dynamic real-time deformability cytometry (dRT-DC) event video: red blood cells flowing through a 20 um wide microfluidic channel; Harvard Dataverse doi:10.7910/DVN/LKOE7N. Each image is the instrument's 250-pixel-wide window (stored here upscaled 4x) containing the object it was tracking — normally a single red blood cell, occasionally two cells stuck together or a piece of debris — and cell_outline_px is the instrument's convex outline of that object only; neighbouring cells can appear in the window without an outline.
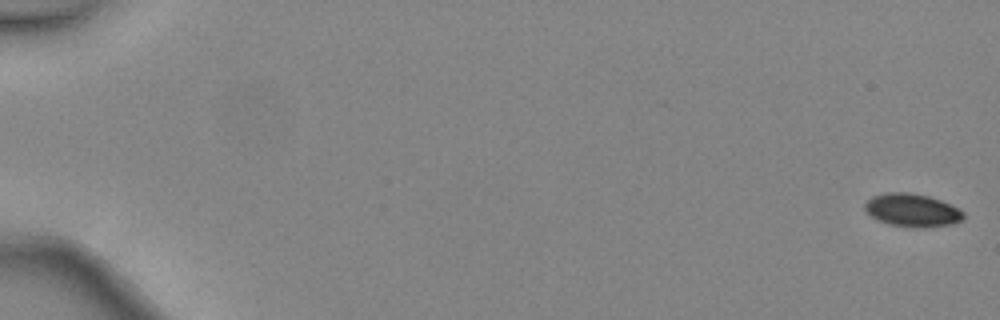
{"species": "common noctule bat (a hibernating species)", "species_latin": "Nyctalus noctula", "temperature_condition": "warm", "stored_images_in_passage": 48, "camera_frame_rate_fps": 3000, "um_per_image_px": 0.085, "animal": {"sex": "female", "body_mass_g": 24.6, "forearm_length_mm": 56.2}, "frame": {"image": 1, "passage_image": 1, "time_ms": 0.0, "image_size_px": [1000, 320], "cell_outline_px": [[964, 220], [952, 224], [924, 228], [888, 224], [876, 220], [864, 208], [864, 204], [872, 196], [888, 192], [908, 192], [928, 196], [940, 200], [964, 212]], "centroid_in_image_um": [77.53, 17.87], "position_along_channel_um": 7.5, "area_um2": 18.9}}
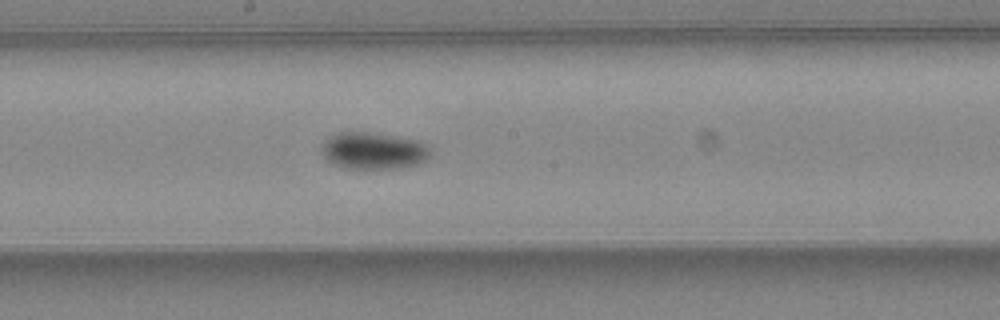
{"frame": {"image": 2, "passage_image": 28, "time_ms": 9.0, "image_size_px": [1000, 320], "cell_outline_px": [[432, 156], [428, 160], [420, 164], [400, 168], [344, 168], [328, 160], [324, 156], [320, 148], [332, 136], [340, 132], [368, 132], [396, 136], [416, 140], [432, 148]], "centroid_in_image_um": [31.84, 12.82], "position_along_channel_um": 216.4, "area_um2": 23.35}}
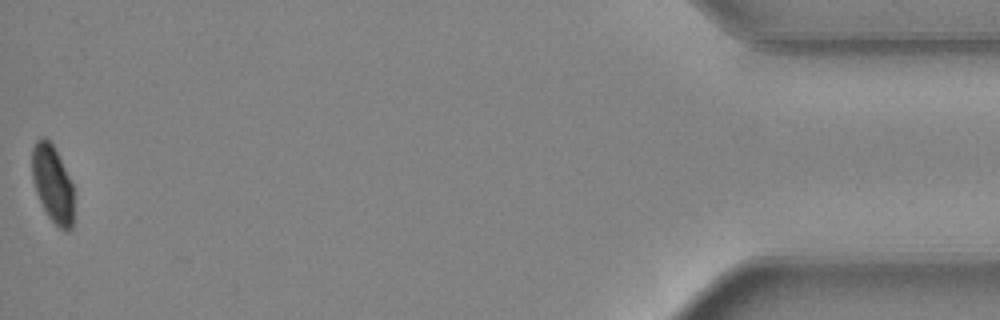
{"frame": {"image": 3, "passage_image": 48, "time_ms": 15.667, "image_size_px": [1000, 320], "cell_outline_px": [[72, 228], [60, 228], [48, 216], [36, 192], [32, 180], [32, 148], [36, 140], [40, 136], [44, 136], [52, 144], [72, 184]], "centroid_in_image_um": [4.42, 15.57], "position_along_channel_um": 430.8, "area_um2": 18.21}, "authors_computed_cell_mechanics": {"area_um2": 20.6924, "velocity_mm_per_s": 4.4892, "shape_relaxation_time_tau1_ms": 3.1165, "shape_relaxation_time_tau2_ms": null, "deformation_change_tau1": 0.0808, "deformation_change_tau2": null}}